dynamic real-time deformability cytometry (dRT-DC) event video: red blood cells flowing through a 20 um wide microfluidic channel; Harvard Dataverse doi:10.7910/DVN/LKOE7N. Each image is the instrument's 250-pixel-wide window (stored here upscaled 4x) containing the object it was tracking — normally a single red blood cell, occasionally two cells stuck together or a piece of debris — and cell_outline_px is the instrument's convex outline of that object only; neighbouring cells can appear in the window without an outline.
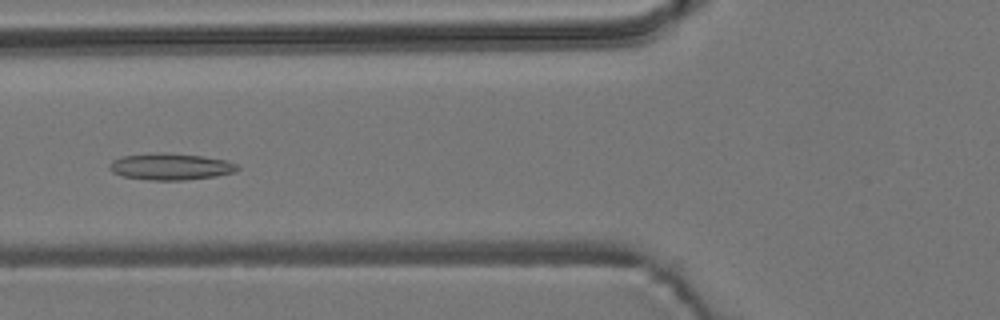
{"species": "common noctule bat (a hibernating species)", "species_latin": "Nyctalus noctula", "temperature_condition": "room temperature", "stored_images_in_passage": 6, "camera_frame_rate_fps": 3000, "um_per_image_px": 0.085, "animal": {"sex": "male", "body_mass_g": 19.2, "forearm_length_mm": 51.8}, "frame": {"image": 1, "passage_image": 6, "time_ms": 1.667, "image_size_px": [1000, 320], "cell_outline_px": [[240, 168], [236, 172], [216, 176], [184, 180], [148, 180], [124, 176], [112, 172], [108, 168], [108, 164], [112, 160], [124, 156], [156, 152], [164, 152], [204, 156], [228, 160], [236, 164]], "centroid_in_image_um": [14.52, 14.15], "position_along_channel_um": 111.3, "area_um2": 20.06}}